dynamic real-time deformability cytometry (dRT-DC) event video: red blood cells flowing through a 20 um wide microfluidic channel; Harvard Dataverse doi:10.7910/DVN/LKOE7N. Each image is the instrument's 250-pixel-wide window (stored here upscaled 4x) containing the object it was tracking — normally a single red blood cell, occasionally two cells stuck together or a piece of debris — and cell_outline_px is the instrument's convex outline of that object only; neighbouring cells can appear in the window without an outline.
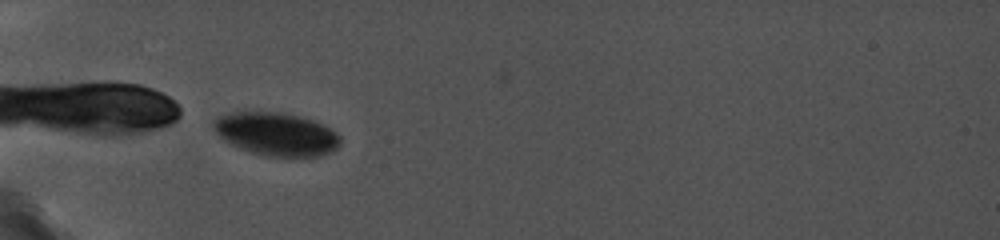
{"species": "common noctule bat (a hibernating species)", "species_latin": "Nyctalus noctula", "temperature_condition": "cold", "stored_images_in_passage": 3, "camera_frame_rate_fps": 5000, "um_per_image_px": 0.085, "animal": {"sex": "female", "body_mass_g": 19.0, "forearm_length_mm": 56.7}, "frame": {"image": 1, "passage_image": 2, "time_ms": 1.0, "image_size_px": [1000, 240], "cell_outline_px": [[340, 144], [332, 152], [320, 156], [264, 156], [240, 148], [224, 140], [212, 128], [212, 120], [216, 116], [228, 112], [284, 112], [300, 116], [324, 124], [336, 132], [340, 136]], "centroid_in_image_um": [23.47, 11.38], "position_along_channel_um": 61.5, "area_um2": 32.08}}